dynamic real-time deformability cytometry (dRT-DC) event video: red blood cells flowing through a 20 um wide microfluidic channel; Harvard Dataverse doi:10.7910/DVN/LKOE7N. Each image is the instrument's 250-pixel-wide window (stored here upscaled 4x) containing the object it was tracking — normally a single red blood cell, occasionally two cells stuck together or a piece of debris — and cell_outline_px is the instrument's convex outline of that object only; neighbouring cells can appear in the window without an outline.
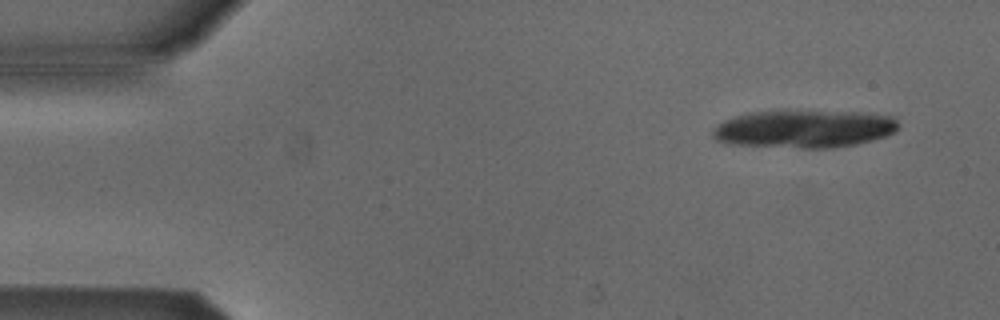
{"species": "Egyptian fruit bat (a non-hibernating species)", "species_latin": "Rousettus aegyptiacus", "temperature_condition": "cold", "stored_images_in_passage": 6, "camera_frame_rate_fps": 3000, "um_per_image_px": 0.085, "animal": {"sex": "male"}, "frame": {"image": 1, "passage_image": 2, "time_ms": 0.333, "image_size_px": [1000, 320], "cell_outline_px": [[896, 132], [872, 140], [856, 144], [832, 148], [800, 148], [724, 144], [716, 140], [712, 136], [712, 128], [724, 120], [736, 116], [752, 112], [872, 112], [892, 116], [896, 120]], "centroid_in_image_um": [68.33, 10.97], "position_along_channel_um": 16.7, "area_um2": 40.75}}